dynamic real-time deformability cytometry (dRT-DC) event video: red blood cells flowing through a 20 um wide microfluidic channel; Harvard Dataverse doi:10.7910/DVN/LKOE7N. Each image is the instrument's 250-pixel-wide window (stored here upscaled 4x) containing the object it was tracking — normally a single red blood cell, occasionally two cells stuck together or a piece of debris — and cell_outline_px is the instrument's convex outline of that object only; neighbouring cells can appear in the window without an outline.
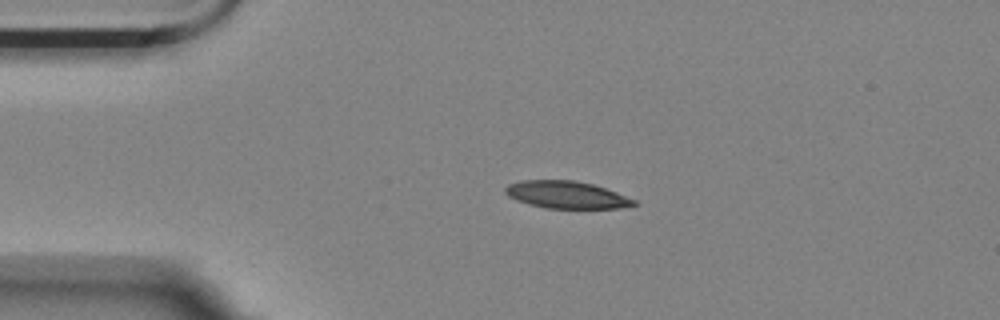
{"species": "Egyptian fruit bat (a non-hibernating species)", "species_latin": "Rousettus aegyptiacus", "temperature_condition": "room temperature", "stored_images_in_passage": 35, "camera_frame_rate_fps": 3000, "um_per_image_px": 0.085, "animal": {"sex": "female"}, "frame": {"image": 1, "passage_image": 1, "time_ms": 0.0, "image_size_px": [1000, 320], "cell_outline_px": [[636, 204], [620, 208], [544, 208], [528, 204], [516, 200], [508, 196], [504, 192], [504, 188], [508, 184], [520, 180], [576, 180], [592, 184], [616, 192], [636, 200]], "centroid_in_image_um": [48.1, 16.55], "position_along_channel_um": 36.9, "area_um2": 20.46}}
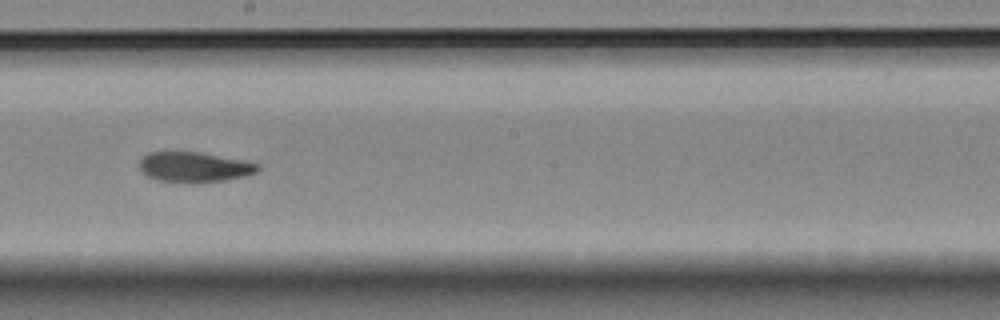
{"frame": {"image": 2, "passage_image": 20, "time_ms": 6.333, "image_size_px": [1000, 320], "cell_outline_px": [[260, 168], [256, 172], [244, 176], [224, 180], [200, 184], [184, 184], [156, 180], [148, 176], [140, 168], [140, 160], [148, 152], [200, 152], [260, 164]], "centroid_in_image_um": [16.5, 14.23], "position_along_channel_um": 231.7, "area_um2": 20.98}}
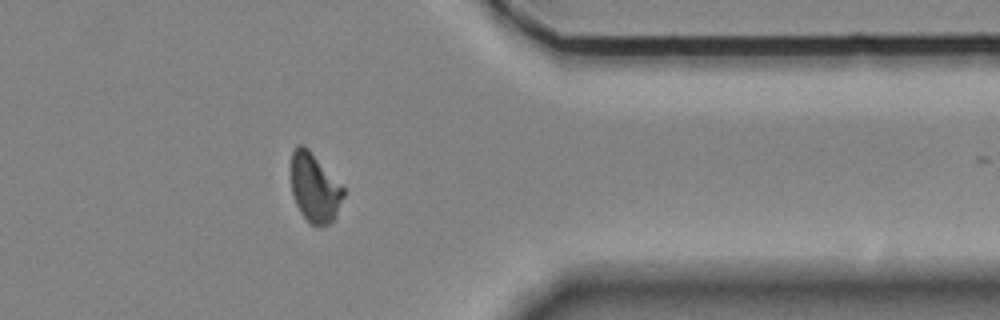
{"frame": {"image": 3, "passage_image": 34, "time_ms": 11.0, "image_size_px": [1000, 320], "cell_outline_px": [[344, 196], [336, 216], [328, 224], [320, 228], [308, 224], [300, 212], [296, 204], [292, 192], [292, 152], [296, 144], [304, 144], [308, 148], [344, 188]], "centroid_in_image_um": [26.74, 16.0], "position_along_channel_um": 384.7, "area_um2": 21.1}}